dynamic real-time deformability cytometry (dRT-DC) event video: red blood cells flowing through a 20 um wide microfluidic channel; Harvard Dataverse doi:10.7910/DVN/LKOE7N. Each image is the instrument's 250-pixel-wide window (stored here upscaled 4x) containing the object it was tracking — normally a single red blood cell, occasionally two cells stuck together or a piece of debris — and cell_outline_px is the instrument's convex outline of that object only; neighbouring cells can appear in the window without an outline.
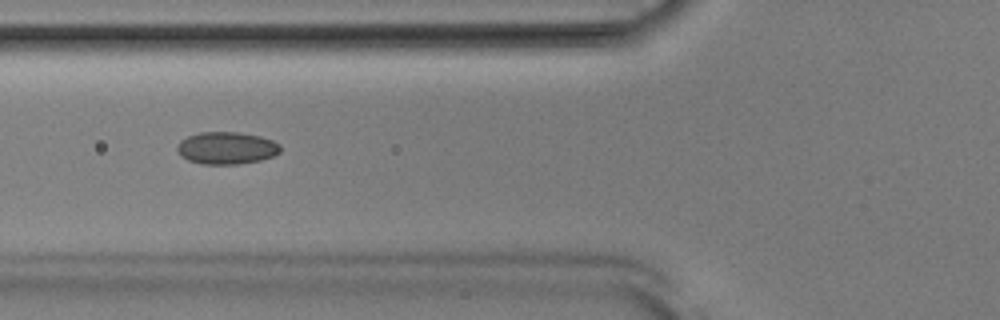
{"species": "Egyptian fruit bat (a non-hibernating species)", "species_latin": "Rousettus aegyptiacus", "temperature_condition": "room temperature", "stored_images_in_passage": 36, "camera_frame_rate_fps": 3000, "um_per_image_px": 0.085, "animal": {"sex": "male"}, "frame": {"image": 1, "passage_image": 4, "time_ms": 1.0, "image_size_px": [1000, 320], "cell_outline_px": [[280, 152], [272, 156], [260, 160], [236, 164], [204, 164], [188, 160], [180, 156], [176, 148], [176, 144], [180, 140], [188, 136], [200, 132], [240, 132], [260, 136], [272, 140], [280, 144]], "centroid_in_image_um": [19.23, 12.57], "position_along_channel_um": 106.6, "area_um2": 19.48}}
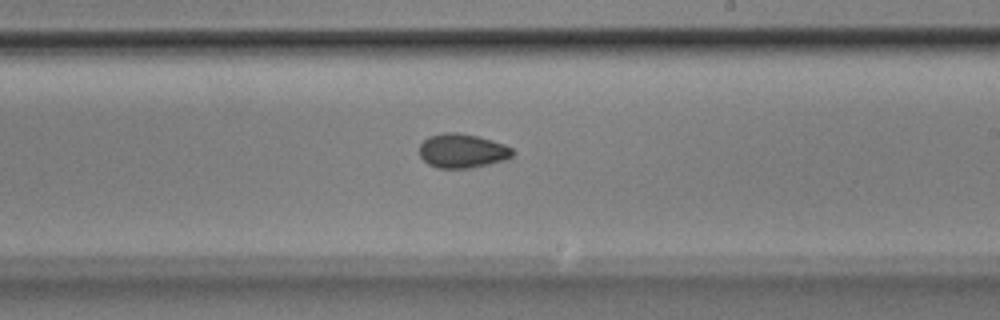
{"frame": {"image": 2, "passage_image": 15, "time_ms": 4.667, "image_size_px": [1000, 320], "cell_outline_px": [[516, 152], [512, 156], [504, 160], [472, 168], [436, 168], [428, 164], [420, 156], [420, 144], [428, 136], [444, 132], [456, 132], [476, 136], [492, 140], [504, 144], [512, 148]], "centroid_in_image_um": [39.29, 12.82], "position_along_channel_um": 249.7, "area_um2": 18.61}}
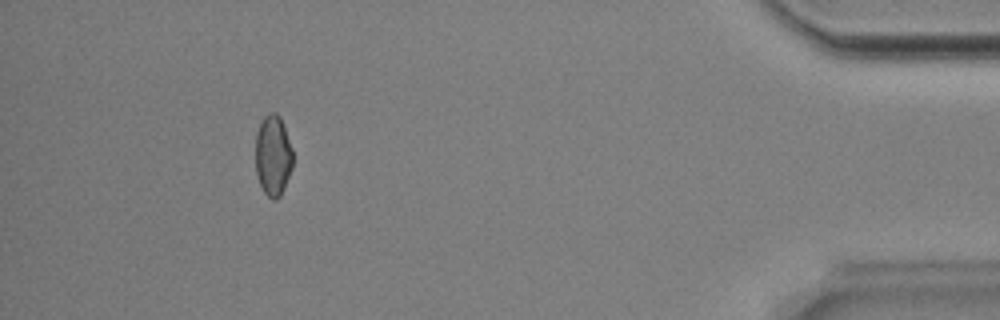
{"frame": {"image": 3, "passage_image": 32, "time_ms": 10.333, "image_size_px": [1000, 320], "cell_outline_px": [[292, 168], [284, 188], [280, 196], [276, 200], [272, 200], [264, 192], [260, 184], [256, 172], [256, 132], [264, 116], [268, 112], [276, 112], [280, 116], [292, 148]], "centroid_in_image_um": [23.2, 13.21], "position_along_channel_um": 412.0, "area_um2": 17.57}, "authors_computed_cell_mechanics": {"area_um2": 18.2937, "velocity_mm_per_s": 3.9059, "shape_relaxation_time_tau1_ms": null, "shape_relaxation_time_tau2_ms": 2.2272, "deformation_change_tau1": null, "deformation_change_tau2": 0.0565}}